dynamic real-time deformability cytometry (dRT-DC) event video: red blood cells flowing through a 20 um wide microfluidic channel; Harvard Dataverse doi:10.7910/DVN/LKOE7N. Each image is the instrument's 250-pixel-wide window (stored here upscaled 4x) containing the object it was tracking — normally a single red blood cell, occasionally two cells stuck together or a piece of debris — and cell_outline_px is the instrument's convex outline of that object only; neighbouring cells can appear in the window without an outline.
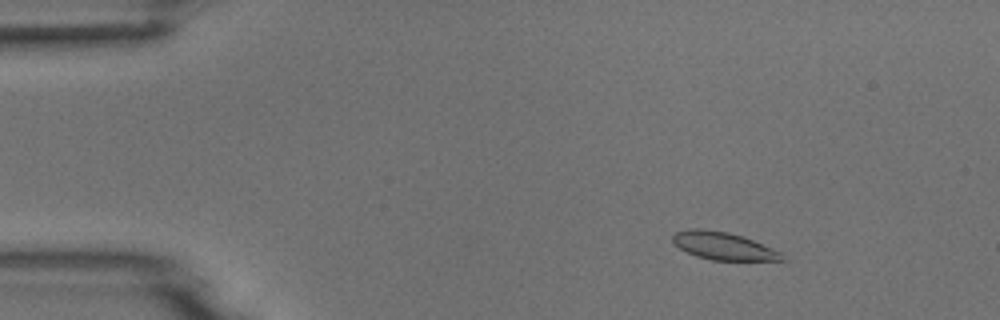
{"species": "common noctule bat (a hibernating species)", "species_latin": "Nyctalus noctula", "temperature_condition": "room temperature", "stored_images_in_passage": 5, "camera_frame_rate_fps": 3000, "um_per_image_px": 0.085, "animal": {"sex": "male", "body_mass_g": 18.8}, "frame": {"image": 1, "passage_image": 3, "time_ms": 2.333, "image_size_px": [1000, 320], "cell_outline_px": [[784, 260], [712, 260], [696, 256], [680, 248], [672, 240], [672, 236], [676, 232], [692, 228], [700, 228], [728, 232], [744, 236], [772, 248], [780, 252]], "centroid_in_image_um": [61.46, 20.89], "position_along_channel_um": 23.5, "area_um2": 17.4}}
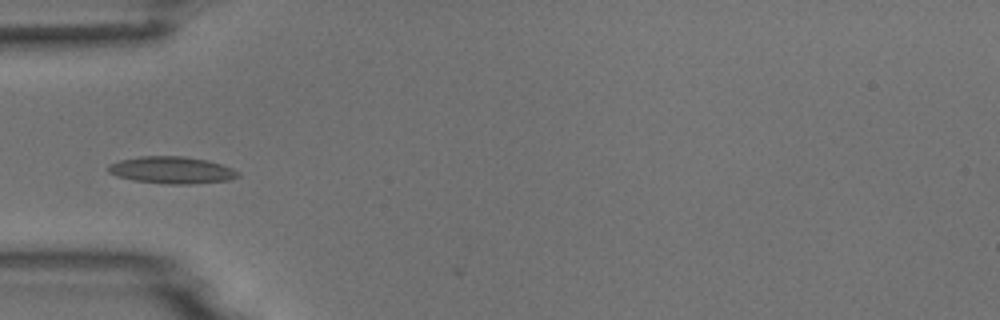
{"frame": {"image": 2, "passage_image": 5, "time_ms": 5.667, "image_size_px": [1000, 320], "cell_outline_px": [[240, 176], [228, 180], [192, 184], [168, 184], [136, 180], [116, 176], [108, 172], [108, 164], [120, 160], [140, 156], [184, 156], [208, 160], [232, 168], [240, 172]], "centroid_in_image_um": [14.61, 14.45], "position_along_channel_um": 70.4, "area_um2": 20.4}}